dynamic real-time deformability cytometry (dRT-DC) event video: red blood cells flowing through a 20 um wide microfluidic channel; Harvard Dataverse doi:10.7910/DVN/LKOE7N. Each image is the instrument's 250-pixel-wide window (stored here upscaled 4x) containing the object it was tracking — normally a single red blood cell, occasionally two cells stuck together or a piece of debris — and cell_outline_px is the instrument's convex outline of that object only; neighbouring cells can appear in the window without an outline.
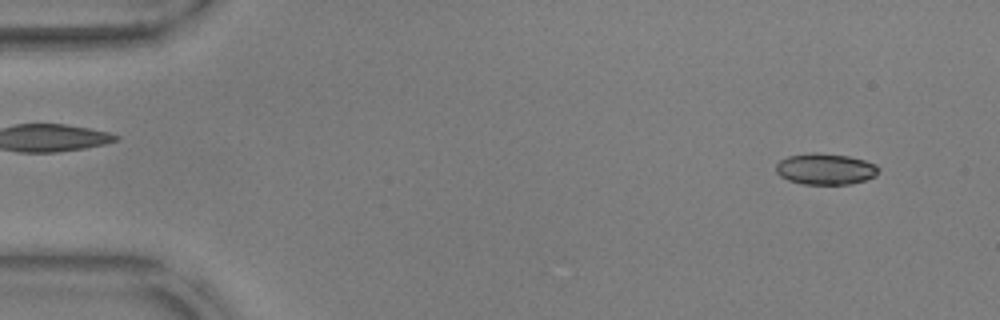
{"species": "common noctule bat (a hibernating species)", "species_latin": "Nyctalus noctula", "temperature_condition": "warm", "stored_images_in_passage": 10, "camera_frame_rate_fps": 3000, "um_per_image_px": 0.085, "animal": {"sex": "male", "body_mass_g": 17.9, "forearm_length_mm": 54.2}, "frame": {"image": 1, "passage_image": 2, "time_ms": 0.333, "image_size_px": [1000, 320], "cell_outline_px": [[880, 168], [876, 176], [852, 184], [804, 184], [788, 180], [780, 176], [776, 172], [776, 164], [780, 160], [788, 156], [812, 152], [816, 152], [848, 156], [864, 160], [876, 164]], "centroid_in_image_um": [70.16, 14.36], "position_along_channel_um": 14.8, "area_um2": 18.73}}